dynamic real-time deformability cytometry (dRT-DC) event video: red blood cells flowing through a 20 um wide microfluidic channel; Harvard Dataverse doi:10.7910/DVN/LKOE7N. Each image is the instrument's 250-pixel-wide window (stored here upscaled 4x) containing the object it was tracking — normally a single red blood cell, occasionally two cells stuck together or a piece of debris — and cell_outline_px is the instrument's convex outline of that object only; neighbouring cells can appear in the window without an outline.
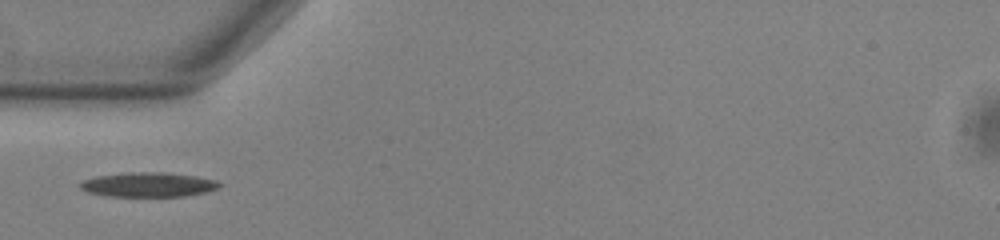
{"species": "common noctule bat (a hibernating species)", "species_latin": "Nyctalus noctula", "temperature_condition": "warm", "stored_images_in_passage": 36, "camera_frame_rate_fps": 3000, "um_per_image_px": 0.085, "animal": {"sex": "male", "body_mass_g": 13.0, "forearm_length_mm": 53.1}, "frame": {"image": 1, "passage_image": 1, "time_ms": 0.0, "image_size_px": [1000, 240], "cell_outline_px": [[220, 188], [204, 192], [184, 196], [108, 196], [88, 192], [80, 188], [76, 184], [80, 180], [96, 176], [128, 172], [164, 172], [196, 176], [216, 180], [220, 184]], "centroid_in_image_um": [12.54, 15.68], "position_along_channel_um": 72.5, "area_um2": 20.0}}
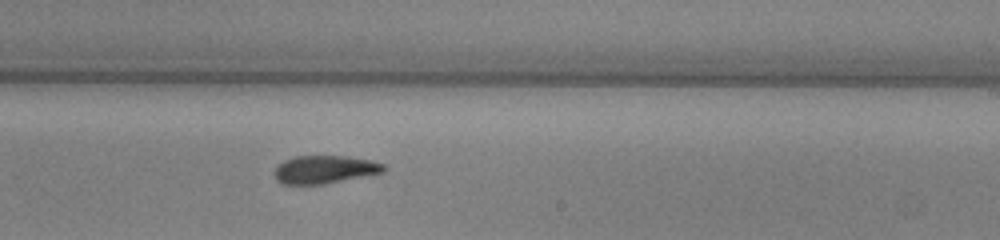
{"frame": {"image": 2, "passage_image": 16, "time_ms": 5.0, "image_size_px": [1000, 240], "cell_outline_px": [[388, 168], [384, 172], [324, 184], [280, 184], [276, 180], [272, 172], [284, 160], [296, 156], [348, 156], [372, 160], [384, 164]], "centroid_in_image_um": [27.6, 14.4], "position_along_channel_um": 261.4, "area_um2": 17.98}}
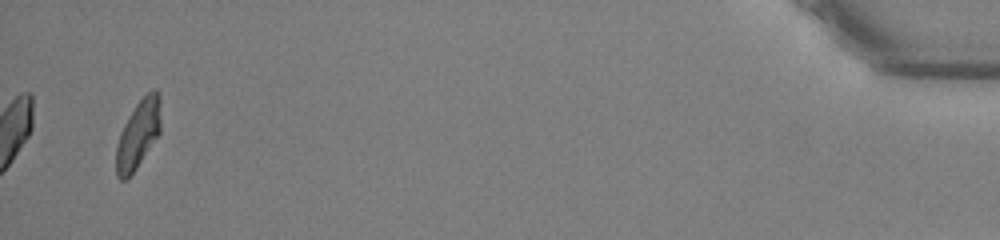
{"frame": {"image": 3, "passage_image": 36, "time_ms": 11.667, "image_size_px": [1000, 240], "cell_outline_px": [[160, 132], [128, 180], [120, 180], [116, 176], [116, 148], [120, 132], [124, 124], [136, 104], [152, 88], [156, 88], [160, 92]], "centroid_in_image_um": [11.74, 11.41], "position_along_channel_um": 423.5, "area_um2": 17.74}}